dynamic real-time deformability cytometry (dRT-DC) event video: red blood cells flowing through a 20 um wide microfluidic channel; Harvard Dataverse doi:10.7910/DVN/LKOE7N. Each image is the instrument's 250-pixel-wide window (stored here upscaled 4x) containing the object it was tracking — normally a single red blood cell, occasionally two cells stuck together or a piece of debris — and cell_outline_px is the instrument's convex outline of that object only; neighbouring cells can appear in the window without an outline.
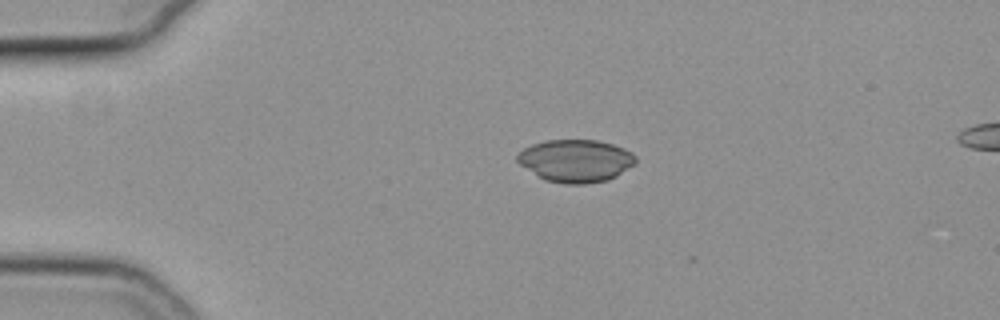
{"species": "common noctule bat (a hibernating species)", "species_latin": "Nyctalus noctula", "temperature_condition": "cold", "stored_images_in_passage": 10, "camera_frame_rate_fps": 3000, "um_per_image_px": 0.085, "animal": {"sex": "female", "body_mass_g": 19.3, "forearm_length_mm": 54.1}, "frame": {"image": 1, "passage_image": 1, "time_ms": 0.0, "image_size_px": [1000, 320], "cell_outline_px": [[636, 164], [616, 176], [608, 180], [584, 184], [564, 184], [544, 180], [520, 164], [516, 160], [516, 156], [524, 148], [532, 144], [544, 140], [596, 140], [612, 144], [624, 148], [632, 152], [636, 156]], "centroid_in_image_um": [48.95, 13.67], "position_along_channel_um": 36.1, "area_um2": 29.48}}
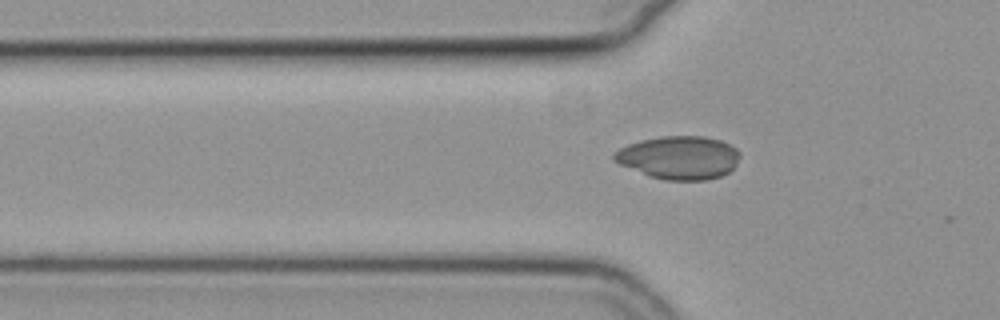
{"frame": {"image": 2, "passage_image": 7, "time_ms": 2.0, "image_size_px": [1000, 320], "cell_outline_px": [[740, 156], [736, 164], [728, 172], [720, 176], [708, 180], [664, 180], [648, 176], [620, 164], [612, 160], [612, 156], [620, 148], [628, 144], [640, 140], [660, 136], [704, 136], [720, 140], [736, 148], [740, 152]], "centroid_in_image_um": [57.71, 13.39], "position_along_channel_um": 68.1, "area_um2": 31.73}}